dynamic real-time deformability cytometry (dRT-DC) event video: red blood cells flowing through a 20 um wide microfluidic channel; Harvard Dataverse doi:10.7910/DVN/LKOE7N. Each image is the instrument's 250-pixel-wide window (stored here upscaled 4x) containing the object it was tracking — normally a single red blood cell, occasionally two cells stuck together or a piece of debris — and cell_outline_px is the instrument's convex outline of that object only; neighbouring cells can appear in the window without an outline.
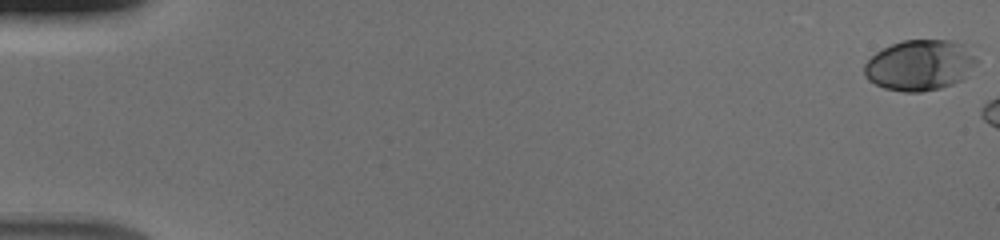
{"species": "human", "species_latin": "Homo sapiens", "temperature_condition": "cold", "stored_images_in_passage": 8, "camera_frame_rate_fps": 3000, "um_per_image_px": 0.085, "donor": {"sex": "male"}, "frame": {"image": 1, "passage_image": 1, "time_ms": 0.0, "image_size_px": [1000, 240], "cell_outline_px": [[980, 60], [964, 80], [940, 88], [920, 92], [904, 92], [884, 88], [868, 80], [864, 76], [864, 64], [876, 52], [892, 44], [904, 40], [952, 40], [972, 44]], "centroid_in_image_um": [78.3, 5.52], "position_along_channel_um": 6.7, "area_um2": 34.1}}